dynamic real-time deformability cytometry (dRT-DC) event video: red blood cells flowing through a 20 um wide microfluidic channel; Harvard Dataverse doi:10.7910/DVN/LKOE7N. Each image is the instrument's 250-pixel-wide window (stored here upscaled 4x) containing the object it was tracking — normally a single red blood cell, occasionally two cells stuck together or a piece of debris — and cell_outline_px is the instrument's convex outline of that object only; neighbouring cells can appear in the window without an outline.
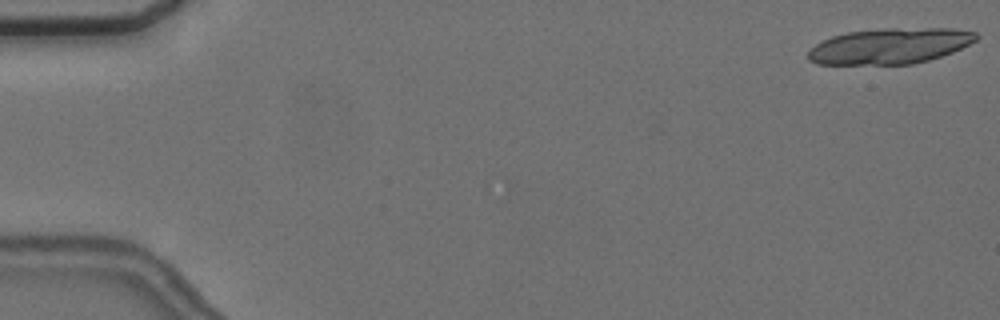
{"species": "common noctule bat (a hibernating species)", "species_latin": "Nyctalus noctula", "temperature_condition": "cold", "stored_images_in_passage": 5, "camera_frame_rate_fps": 3000, "um_per_image_px": 0.085, "animal": {"sex": "female", "body_mass_g": 24.6, "forearm_length_mm": 56.2}, "frame": {"image": 1, "passage_image": 1, "time_ms": 0.0, "image_size_px": [1000, 320], "cell_outline_px": [[980, 36], [976, 40], [952, 52], [928, 60], [912, 64], [816, 64], [808, 60], [808, 52], [816, 44], [832, 36], [848, 32], [880, 28], [952, 28], [976, 32]], "centroid_in_image_um": [75.64, 3.9], "position_along_channel_um": 9.4, "area_um2": 34.91}}